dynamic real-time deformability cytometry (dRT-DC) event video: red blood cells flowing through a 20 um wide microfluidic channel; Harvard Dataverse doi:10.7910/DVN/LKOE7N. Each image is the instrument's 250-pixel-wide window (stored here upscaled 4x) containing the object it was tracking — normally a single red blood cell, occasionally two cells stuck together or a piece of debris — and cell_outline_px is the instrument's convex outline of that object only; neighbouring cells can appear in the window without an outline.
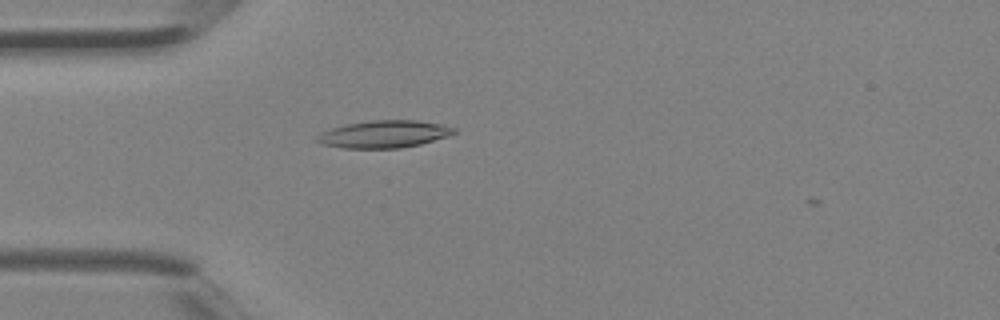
{"species": "Egyptian fruit bat (a non-hibernating species)", "species_latin": "Rousettus aegyptiacus", "temperature_condition": "room temperature", "stored_images_in_passage": 3, "camera_frame_rate_fps": 3000, "um_per_image_px": 0.085, "animal": {"sex": "female"}, "frame": {"image": 1, "passage_image": 3, "time_ms": 0.667, "image_size_px": [1000, 320], "cell_outline_px": [[456, 132], [448, 136], [420, 144], [400, 148], [344, 148], [320, 144], [316, 140], [316, 136], [320, 132], [332, 128], [348, 124], [372, 120], [416, 120], [440, 124], [456, 128]], "centroid_in_image_um": [32.62, 11.4], "position_along_channel_um": 52.4, "area_um2": 21.73}}